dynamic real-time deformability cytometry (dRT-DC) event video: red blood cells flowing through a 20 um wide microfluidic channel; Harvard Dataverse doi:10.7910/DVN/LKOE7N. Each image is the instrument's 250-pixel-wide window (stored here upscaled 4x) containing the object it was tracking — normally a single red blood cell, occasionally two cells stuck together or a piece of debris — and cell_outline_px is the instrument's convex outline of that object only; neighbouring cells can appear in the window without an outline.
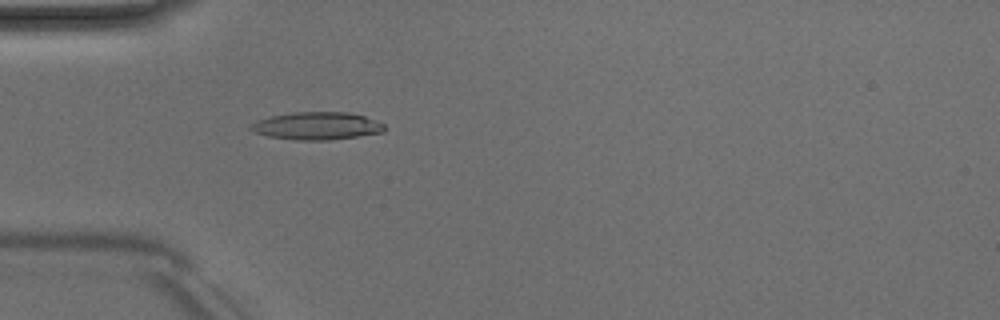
{"species": "Egyptian fruit bat (a non-hibernating species)", "species_latin": "Rousettus aegyptiacus", "temperature_condition": "room temperature", "stored_images_in_passage": 43, "camera_frame_rate_fps": 3000, "um_per_image_px": 0.085, "animal": {"sex": "male"}, "frame": {"image": 1, "passage_image": 8, "time_ms": 2.333, "image_size_px": [1000, 320], "cell_outline_px": [[384, 132], [328, 140], [296, 140], [268, 136], [252, 132], [248, 128], [256, 120], [272, 116], [292, 112], [348, 112], [364, 116], [384, 124]], "centroid_in_image_um": [26.89, 10.7], "position_along_channel_um": 58.1, "area_um2": 21.44}}
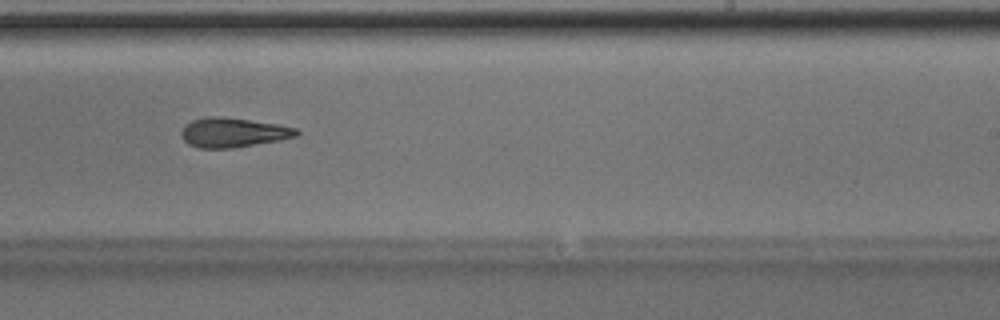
{"frame": {"image": 2, "passage_image": 24, "time_ms": 7.667, "image_size_px": [1000, 320], "cell_outline_px": [[300, 132], [296, 136], [280, 140], [232, 148], [200, 148], [188, 144], [180, 136], [180, 132], [184, 124], [192, 120], [208, 116], [220, 116], [276, 124], [296, 128]], "centroid_in_image_um": [19.76, 11.26], "position_along_channel_um": 269.2, "area_um2": 19.77}}
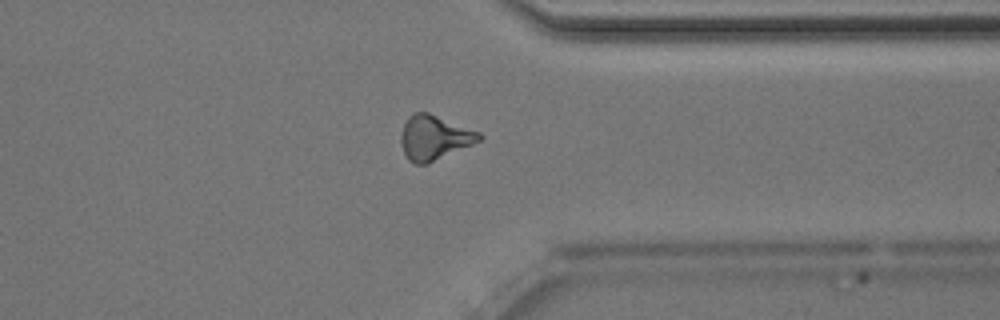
{"frame": {"image": 3, "passage_image": 32, "time_ms": 10.333, "image_size_px": [1000, 320], "cell_outline_px": [[484, 136], [480, 140], [472, 144], [428, 164], [412, 164], [408, 160], [400, 144], [400, 136], [404, 124], [408, 116], [416, 112], [428, 112], [480, 132]], "centroid_in_image_um": [36.89, 11.7], "position_along_channel_um": 374.5, "area_um2": 20.35}, "authors_computed_cell_mechanics": {"area_um2": 19.7676, "velocity_mm_per_s": 4.0439, "shape_relaxation_time_tau1_ms": 3.9147, "shape_relaxation_time_tau2_ms": 5.6464, "deformation_change_tau1": 0.1352, "deformation_change_tau2": 0.182}}